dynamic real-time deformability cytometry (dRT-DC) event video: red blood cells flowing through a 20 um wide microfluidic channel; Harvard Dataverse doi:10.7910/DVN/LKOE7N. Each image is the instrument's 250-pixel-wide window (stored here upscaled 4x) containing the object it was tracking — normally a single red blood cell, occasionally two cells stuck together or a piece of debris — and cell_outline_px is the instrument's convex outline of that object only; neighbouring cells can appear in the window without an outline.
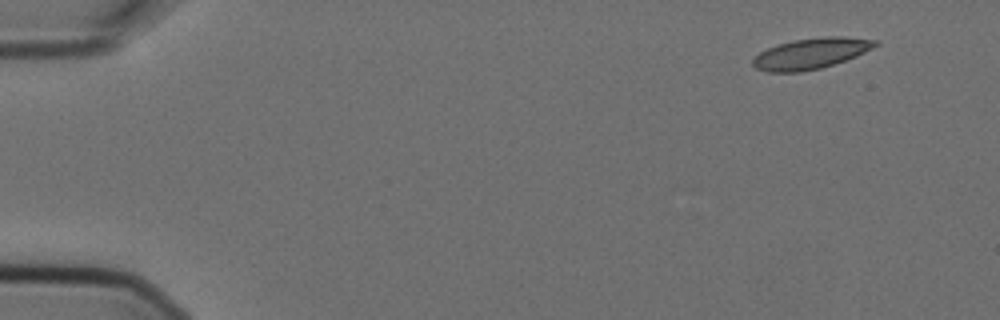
{"species": "Egyptian fruit bat (a non-hibernating species)", "species_latin": "Rousettus aegyptiacus", "temperature_condition": "cold", "stored_images_in_passage": 6, "camera_frame_rate_fps": 3000, "um_per_image_px": 0.085, "animal": {"sex": "female"}, "frame": {"image": 1, "passage_image": 1, "time_ms": 0.0, "image_size_px": [1000, 320], "cell_outline_px": [[880, 44], [856, 56], [820, 68], [800, 72], [768, 72], [756, 68], [752, 64], [752, 60], [760, 52], [768, 48], [792, 40], [828, 36], [844, 36], [880, 40]], "centroid_in_image_um": [68.96, 4.54], "position_along_channel_um": 16.0, "area_um2": 21.85}}
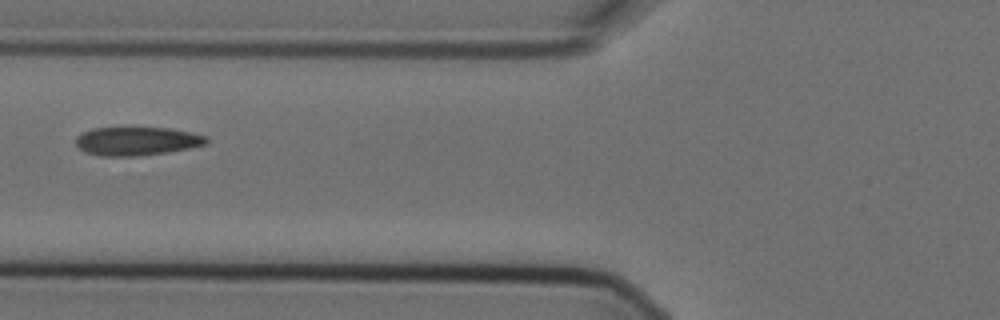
{"frame": {"image": 2, "passage_image": 6, "time_ms": 1.667, "image_size_px": [1000, 320], "cell_outline_px": [[208, 144], [168, 152], [136, 156], [100, 156], [84, 152], [76, 144], [76, 136], [92, 128], [168, 128], [192, 132], [208, 136]], "centroid_in_image_um": [11.65, 12.0], "position_along_channel_um": 114.1, "area_um2": 21.73}}